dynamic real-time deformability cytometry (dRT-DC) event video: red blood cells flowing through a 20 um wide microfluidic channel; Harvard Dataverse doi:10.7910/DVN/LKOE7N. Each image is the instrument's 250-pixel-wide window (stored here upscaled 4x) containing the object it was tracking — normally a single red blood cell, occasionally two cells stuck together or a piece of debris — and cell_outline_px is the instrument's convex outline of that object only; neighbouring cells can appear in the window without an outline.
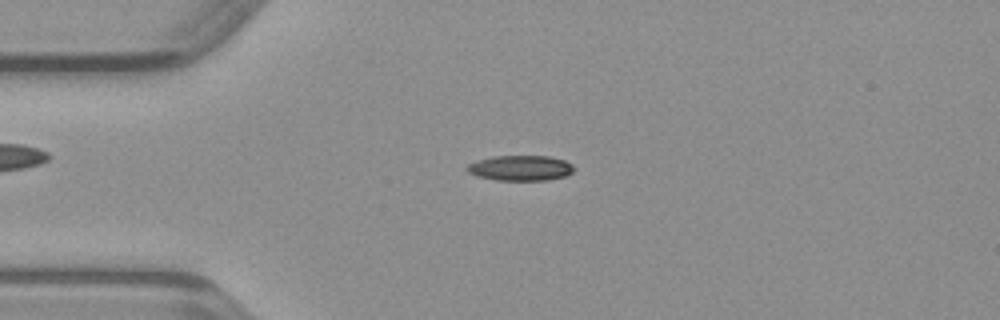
{"species": "common noctule bat (a hibernating species)", "species_latin": "Nyctalus noctula", "temperature_condition": "warm", "stored_images_in_passage": 42, "camera_frame_rate_fps": 3000, "um_per_image_px": 0.085, "animal": {"sex": "male", "body_mass_g": 23.1, "forearm_length_mm": 52.7}, "frame": {"image": 1, "passage_image": 6, "time_ms": 1.667, "image_size_px": [1000, 320], "cell_outline_px": [[572, 172], [564, 176], [548, 180], [496, 180], [476, 176], [468, 172], [464, 168], [468, 164], [476, 160], [492, 156], [548, 156], [564, 160], [572, 164]], "centroid_in_image_um": [44.18, 14.28], "position_along_channel_um": 40.8, "area_um2": 15.78}}
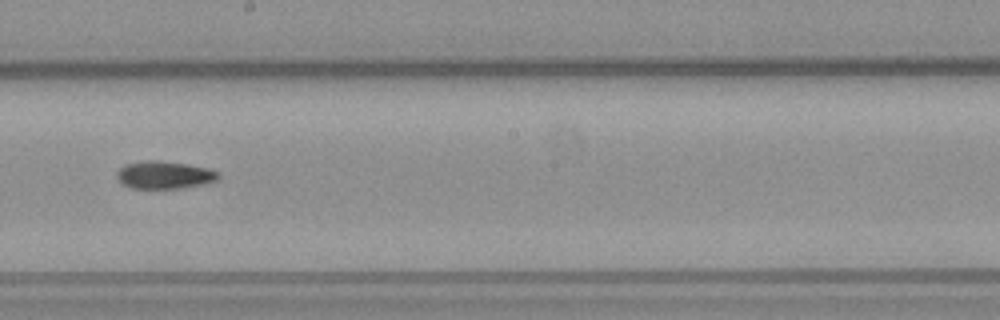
{"frame": {"image": 2, "passage_image": 21, "time_ms": 6.667, "image_size_px": [1000, 320], "cell_outline_px": [[220, 176], [216, 180], [204, 184], [180, 188], [132, 188], [120, 184], [116, 176], [116, 172], [124, 164], [148, 160], [156, 160], [184, 164], [208, 168], [216, 172]], "centroid_in_image_um": [13.91, 14.87], "position_along_channel_um": 234.3, "area_um2": 16.24}}
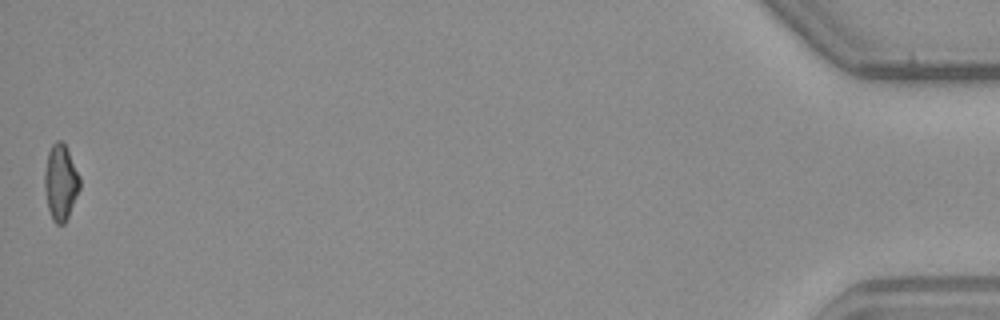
{"frame": {"image": 3, "passage_image": 42, "time_ms": 13.667, "image_size_px": [1000, 320], "cell_outline_px": [[80, 188], [68, 216], [64, 224], [56, 224], [52, 220], [48, 208], [44, 188], [44, 172], [48, 152], [52, 144], [56, 140], [60, 140], [64, 144], [80, 176]], "centroid_in_image_um": [5.14, 15.51], "position_along_channel_um": 430.1, "area_um2": 15.43}}